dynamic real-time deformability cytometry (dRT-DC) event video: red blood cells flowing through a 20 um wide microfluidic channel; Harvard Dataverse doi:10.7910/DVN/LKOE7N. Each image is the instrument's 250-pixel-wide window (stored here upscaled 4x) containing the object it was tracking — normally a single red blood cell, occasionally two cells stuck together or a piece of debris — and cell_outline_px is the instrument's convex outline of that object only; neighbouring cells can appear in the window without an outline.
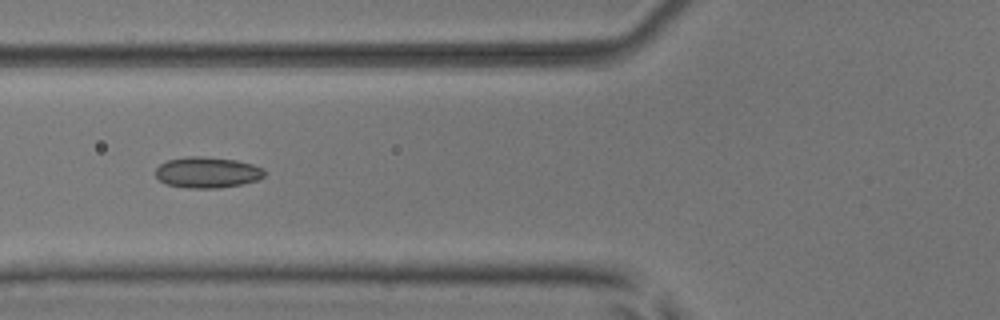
{"species": "common noctule bat (a hibernating species)", "species_latin": "Nyctalus noctula", "temperature_condition": "room temperature", "stored_images_in_passage": 8, "camera_frame_rate_fps": 3000, "um_per_image_px": 0.085, "animal": {"sex": "male", "body_mass_g": 17.9, "forearm_length_mm": 54.2}, "frame": {"image": 1, "passage_image": 5, "time_ms": 1.333, "image_size_px": [1000, 320], "cell_outline_px": [[264, 176], [256, 180], [240, 184], [216, 188], [188, 188], [168, 184], [160, 180], [156, 176], [156, 168], [160, 164], [168, 160], [188, 156], [200, 156], [236, 160], [252, 164], [264, 168]], "centroid_in_image_um": [17.61, 14.64], "position_along_channel_um": 108.2, "area_um2": 19.42}}
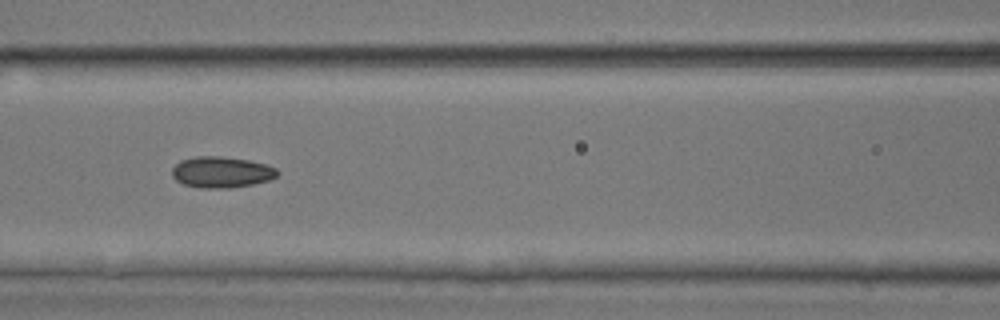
{"frame": {"image": 2, "passage_image": 6, "time_ms": 1.667, "image_size_px": [1000, 320], "cell_outline_px": [[280, 172], [276, 176], [268, 180], [252, 184], [228, 188], [200, 188], [184, 184], [176, 180], [172, 176], [172, 168], [180, 160], [196, 156], [220, 156], [248, 160], [264, 164], [276, 168]], "centroid_in_image_um": [18.8, 14.63], "position_along_channel_um": 147.8, "area_um2": 19.02}}
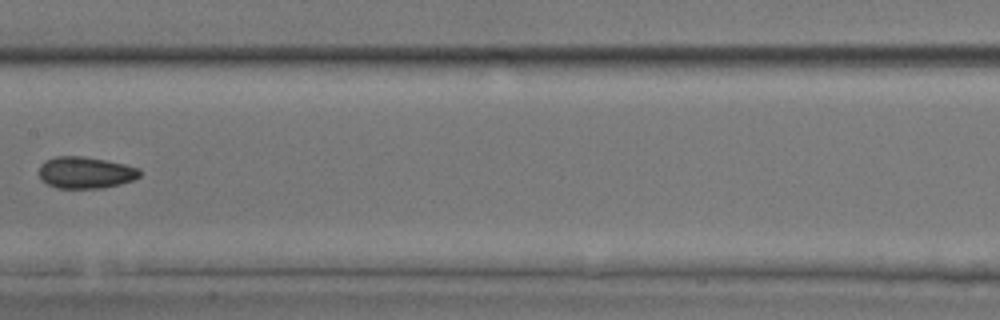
{"frame": {"image": 3, "passage_image": 7, "time_ms": 2.0, "image_size_px": [1000, 320], "cell_outline_px": [[140, 176], [132, 180], [120, 184], [104, 188], [56, 188], [40, 180], [40, 164], [44, 160], [56, 156], [80, 156], [104, 160], [124, 164], [140, 168]], "centroid_in_image_um": [7.25, 14.67], "position_along_channel_um": 200.2, "area_um2": 18.61}}